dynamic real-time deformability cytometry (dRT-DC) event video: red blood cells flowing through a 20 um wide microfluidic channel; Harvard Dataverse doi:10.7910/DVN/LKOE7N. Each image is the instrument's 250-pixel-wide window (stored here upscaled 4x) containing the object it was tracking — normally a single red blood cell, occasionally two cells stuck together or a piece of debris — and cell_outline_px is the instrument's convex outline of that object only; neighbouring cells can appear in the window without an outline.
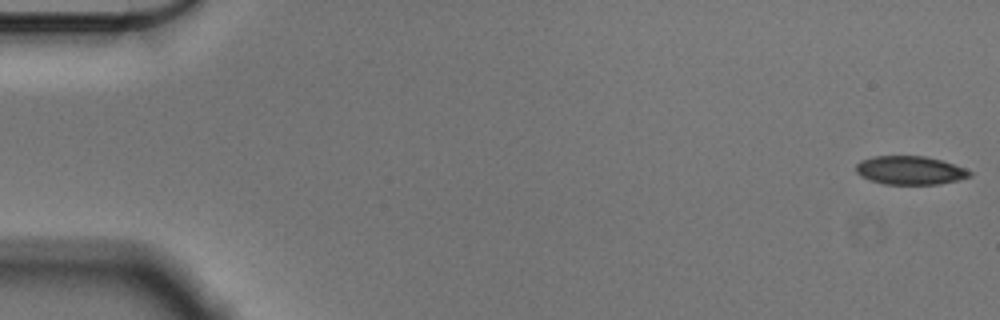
{"species": "Egyptian fruit bat (a non-hibernating species)", "species_latin": "Rousettus aegyptiacus", "temperature_condition": "cold", "stored_images_in_passage": 56, "camera_frame_rate_fps": 3000, "um_per_image_px": 0.085, "animal": {"sex": "male"}, "frame": {"image": 1, "passage_image": 1, "time_ms": 0.0, "image_size_px": [1000, 320], "cell_outline_px": [[972, 176], [960, 180], [940, 184], [884, 184], [868, 180], [860, 176], [856, 172], [856, 164], [860, 160], [872, 156], [924, 156], [940, 160], [964, 168], [972, 172]], "centroid_in_image_um": [77.33, 14.48], "position_along_channel_um": 7.7, "area_um2": 19.02}}
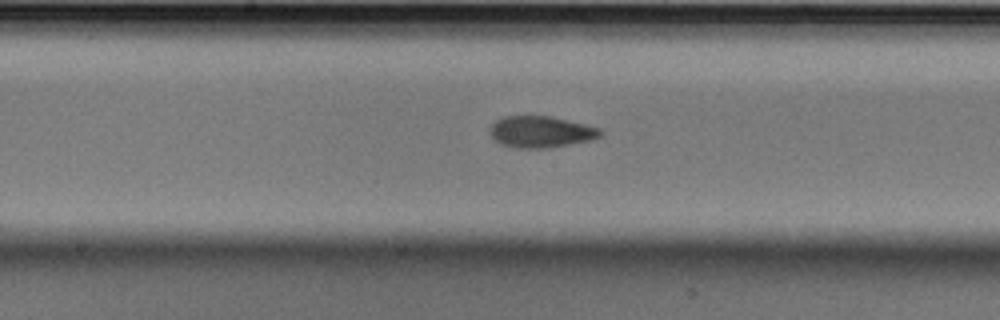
{"frame": {"image": 2, "passage_image": 29, "time_ms": 9.333, "image_size_px": [1000, 320], "cell_outline_px": [[604, 132], [600, 136], [592, 140], [548, 148], [512, 148], [500, 144], [492, 140], [488, 132], [492, 124], [496, 120], [504, 116], [552, 116], [604, 128]], "centroid_in_image_um": [45.98, 11.21], "position_along_channel_um": 202.2, "area_um2": 20.81}}
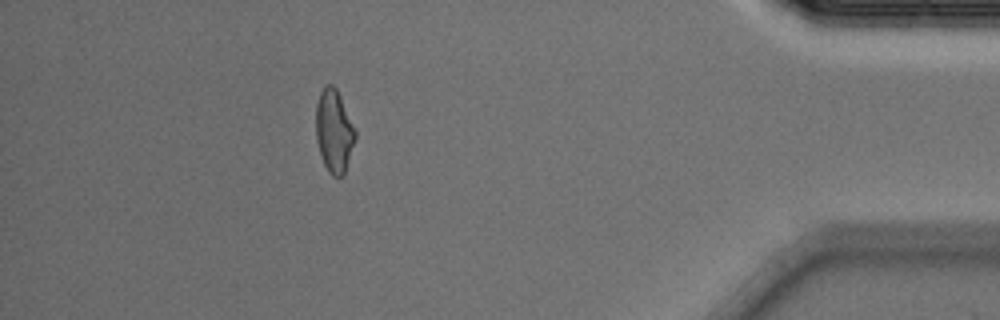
{"frame": {"image": 3, "passage_image": 50, "time_ms": 16.333, "image_size_px": [1000, 320], "cell_outline_px": [[356, 136], [344, 176], [332, 176], [328, 172], [324, 164], [316, 140], [316, 104], [320, 92], [328, 84], [332, 84], [336, 88], [340, 96], [356, 132]], "centroid_in_image_um": [28.38, 11.16], "position_along_channel_um": 406.8, "area_um2": 18.79}, "authors_computed_cell_mechanics": {"area_um2": 19.8543, "velocity_mm_per_s": 3.5951, "shape_relaxation_time_tau1_ms": 6.3672, "shape_relaxation_time_tau2_ms": 2.5297, "deformation_change_tau1": 0.1256, "deformation_change_tau2": 0.0681}}